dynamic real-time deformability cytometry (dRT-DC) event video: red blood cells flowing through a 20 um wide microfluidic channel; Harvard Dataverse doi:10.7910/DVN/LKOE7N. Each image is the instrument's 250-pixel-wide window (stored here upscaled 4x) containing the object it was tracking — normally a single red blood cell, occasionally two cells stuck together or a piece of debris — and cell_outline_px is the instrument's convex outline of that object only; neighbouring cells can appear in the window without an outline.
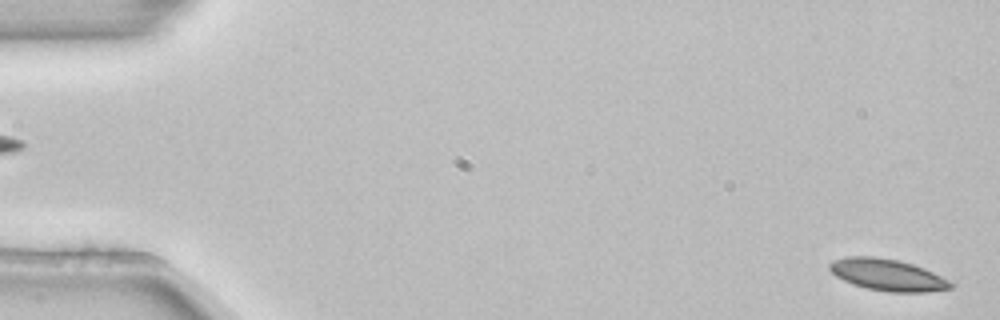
{"species": "common noctule bat (a hibernating species)", "species_latin": "Nyctalus noctula", "temperature_condition": "room temperature", "stored_images_in_passage": 5, "segment_of_instrument_passage": [2, 2], "camera_frame_rate_fps": 3000, "um_per_image_px": 0.085, "animal": {"sex": "female", "body_mass_g": 22.7, "forearm_length_mm": 54.2}, "frame": {"image": 1, "passage_image": 5, "time_ms": 1.333, "image_size_px": [1000, 320], "cell_outline_px": [[956, 284], [952, 288], [928, 292], [888, 292], [868, 288], [852, 284], [836, 276], [828, 268], [828, 264], [832, 260], [848, 256], [876, 256], [896, 260], [912, 264], [924, 268]], "centroid_in_image_um": [75.43, 23.36], "position_along_channel_um": 9.6, "area_um2": 22.37}}